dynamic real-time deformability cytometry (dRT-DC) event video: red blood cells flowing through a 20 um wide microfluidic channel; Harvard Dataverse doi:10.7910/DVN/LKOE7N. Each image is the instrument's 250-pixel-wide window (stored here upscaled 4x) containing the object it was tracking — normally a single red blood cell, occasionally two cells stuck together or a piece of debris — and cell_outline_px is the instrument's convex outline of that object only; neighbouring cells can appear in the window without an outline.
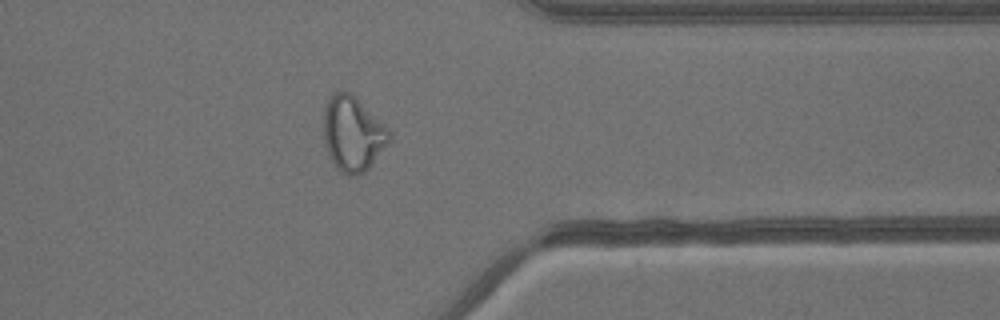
{"species": "common noctule bat (a hibernating species)", "species_latin": "Nyctalus noctula", "temperature_condition": "warm", "stored_images_in_passage": 37, "camera_frame_rate_fps": 3000, "um_per_image_px": 0.085, "animal": {"sex": "male", "body_mass_g": 13.3}, "frame": {"image": 1, "passage_image": 32, "time_ms": 10.333, "image_size_px": [1000, 320], "cell_outline_px": [[392, 136], [372, 164], [364, 172], [356, 176], [348, 176], [340, 172], [336, 168], [324, 144], [324, 108], [332, 92], [352, 92], [392, 132]], "centroid_in_image_um": [29.98, 11.36], "position_along_channel_um": 381.4, "area_um2": 28.67}}